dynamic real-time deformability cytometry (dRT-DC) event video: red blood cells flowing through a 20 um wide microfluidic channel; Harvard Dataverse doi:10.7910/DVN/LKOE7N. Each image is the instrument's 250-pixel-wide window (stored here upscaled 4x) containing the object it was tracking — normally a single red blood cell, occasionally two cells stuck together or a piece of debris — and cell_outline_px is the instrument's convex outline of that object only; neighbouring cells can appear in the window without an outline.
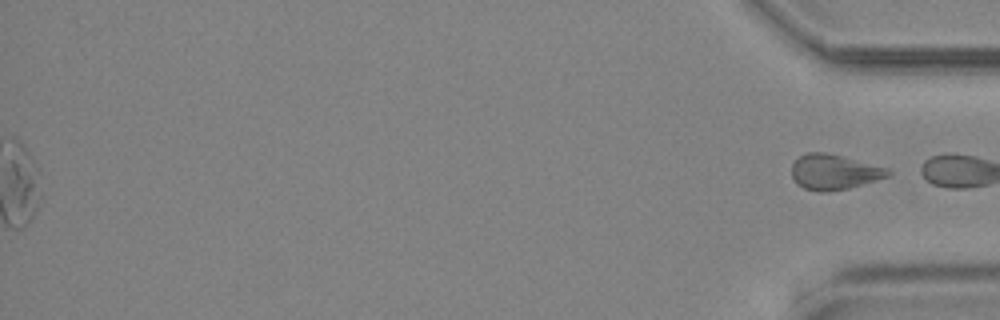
{"species": "common noctule bat (a hibernating species)", "species_latin": "Nyctalus noctula", "temperature_condition": "cold", "stored_images_in_passage": 56, "segment_of_instrument_passage": [2, 2], "camera_frame_rate_fps": 3000, "um_per_image_px": 0.085, "animal": {"sex": "male", "body_mass_g": 19.2, "forearm_length_mm": 51.8}, "frame": {"image": 1, "passage_image": 56, "time_ms": 18.333, "image_size_px": [1000, 320], "cell_outline_px": [[892, 172], [888, 176], [876, 180], [848, 188], [828, 192], [820, 192], [804, 188], [796, 184], [792, 176], [792, 164], [800, 156], [808, 152], [824, 152], [888, 168]], "centroid_in_image_um": [70.87, 14.63], "position_along_channel_um": 364.3, "area_um2": 19.54}}